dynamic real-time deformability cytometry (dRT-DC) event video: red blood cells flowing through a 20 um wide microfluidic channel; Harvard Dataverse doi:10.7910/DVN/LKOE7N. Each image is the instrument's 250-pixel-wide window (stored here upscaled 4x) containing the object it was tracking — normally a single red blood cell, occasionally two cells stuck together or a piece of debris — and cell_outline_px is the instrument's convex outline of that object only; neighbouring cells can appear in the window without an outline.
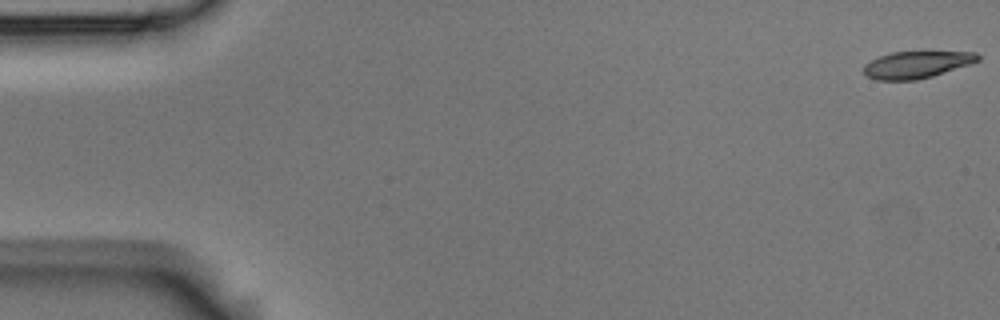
{"species": "Egyptian fruit bat (a non-hibernating species)", "species_latin": "Rousettus aegyptiacus", "temperature_condition": "room temperature", "stored_images_in_passage": 3, "camera_frame_rate_fps": 3000, "um_per_image_px": 0.085, "animal": {"sex": "male"}, "frame": {"image": 1, "passage_image": 1, "time_ms": 0.0, "image_size_px": [1000, 320], "cell_outline_px": [[980, 60], [932, 76], [916, 80], [876, 80], [868, 76], [864, 72], [864, 64], [880, 56], [892, 52], [976, 52], [980, 56]], "centroid_in_image_um": [77.9, 5.49], "position_along_channel_um": 7.1, "area_um2": 17.63}}